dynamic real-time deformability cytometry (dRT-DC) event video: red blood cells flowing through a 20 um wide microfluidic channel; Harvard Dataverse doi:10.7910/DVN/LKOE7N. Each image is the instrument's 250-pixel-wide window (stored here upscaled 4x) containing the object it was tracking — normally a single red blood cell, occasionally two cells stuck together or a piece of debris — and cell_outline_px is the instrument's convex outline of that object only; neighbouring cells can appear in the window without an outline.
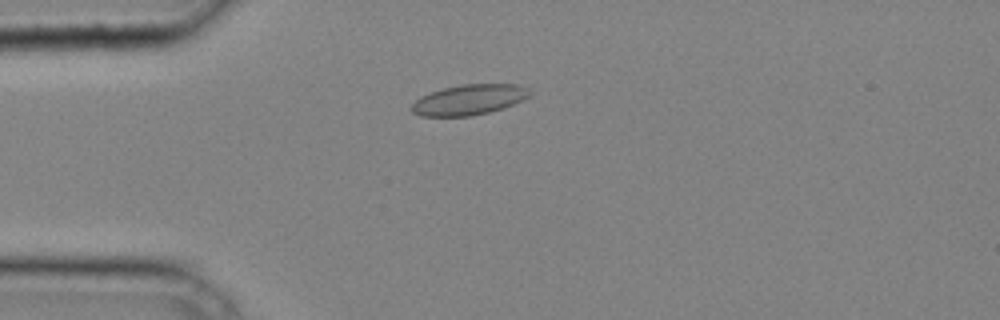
{"species": "common noctule bat (a hibernating species)", "species_latin": "Nyctalus noctula", "temperature_condition": "cold", "stored_images_in_passage": 27, "camera_frame_rate_fps": 3000, "um_per_image_px": 0.085, "animal": {"sex": "male", "body_mass_g": 20.4}, "frame": {"image": 1, "passage_image": 1, "time_ms": 0.0, "image_size_px": [1000, 320], "cell_outline_px": [[532, 96], [524, 100], [488, 112], [468, 116], [420, 116], [412, 112], [408, 108], [420, 96], [444, 88], [460, 84], [520, 84], [528, 88], [532, 92]], "centroid_in_image_um": [39.88, 8.47], "position_along_channel_um": 45.1, "area_um2": 20.98}}
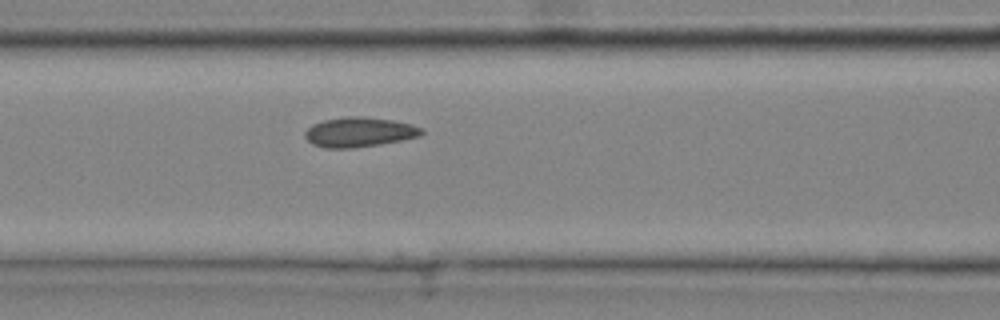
{"frame": {"image": 2, "passage_image": 8, "time_ms": 2.333, "image_size_px": [1000, 320], "cell_outline_px": [[424, 132], [420, 136], [404, 140], [380, 144], [352, 148], [324, 148], [312, 144], [304, 136], [304, 132], [312, 124], [324, 120], [348, 116], [360, 116], [392, 120], [412, 124], [424, 128]], "centroid_in_image_um": [30.55, 11.23], "position_along_channel_um": 136.0, "area_um2": 20.35}}
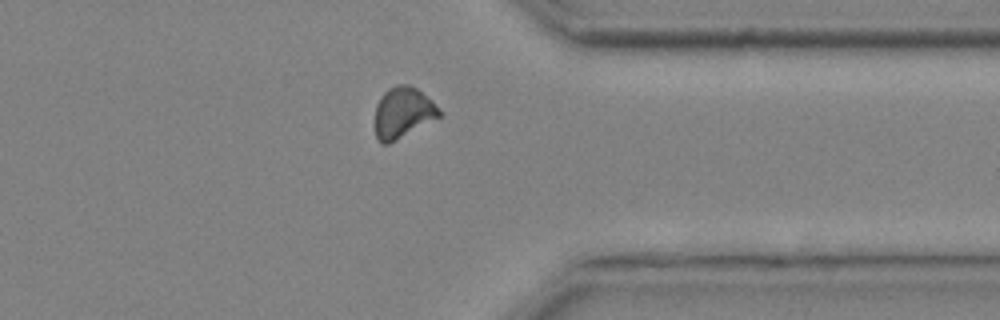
{"frame": {"image": 3, "passage_image": 24, "time_ms": 7.667, "image_size_px": [1000, 320], "cell_outline_px": [[444, 116], [388, 144], [380, 144], [376, 136], [376, 104], [380, 96], [388, 88], [396, 84], [408, 84], [416, 88], [432, 100]], "centroid_in_image_um": [34.27, 9.57], "position_along_channel_um": 377.1, "area_um2": 19.31}}